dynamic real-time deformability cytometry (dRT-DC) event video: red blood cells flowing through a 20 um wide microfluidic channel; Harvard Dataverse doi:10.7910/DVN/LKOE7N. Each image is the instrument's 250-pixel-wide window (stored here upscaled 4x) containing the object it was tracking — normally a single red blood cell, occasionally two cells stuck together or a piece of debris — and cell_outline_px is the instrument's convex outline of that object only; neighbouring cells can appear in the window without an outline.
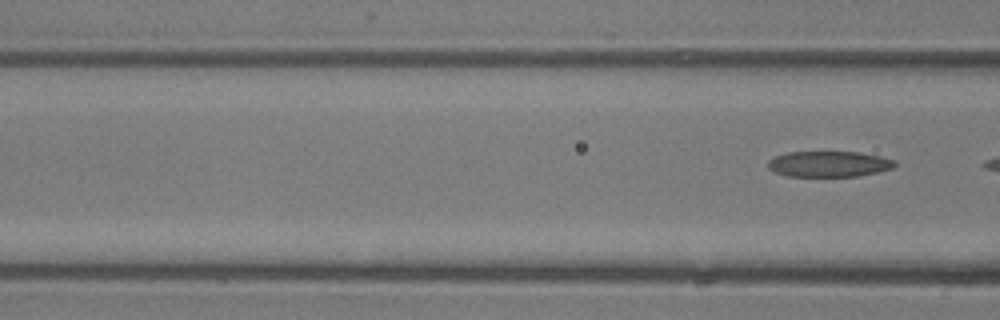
{"species": "common noctule bat (a hibernating species)", "species_latin": "Nyctalus noctula", "temperature_condition": "room temperature", "stored_images_in_passage": 5, "segment_of_instrument_passage": [2, 2], "camera_frame_rate_fps": 3000, "um_per_image_px": 0.085, "animal": {"sex": "male", "body_mass_g": 13.3}, "frame": {"image": 1, "passage_image": 5, "time_ms": 4.667, "image_size_px": [1000, 320], "cell_outline_px": [[896, 164], [892, 168], [880, 172], [856, 176], [788, 176], [776, 172], [768, 168], [768, 160], [776, 156], [788, 152], [860, 152], [880, 156], [896, 160]], "centroid_in_image_um": [70.49, 13.94], "position_along_channel_um": 96.1, "area_um2": 19.02}}